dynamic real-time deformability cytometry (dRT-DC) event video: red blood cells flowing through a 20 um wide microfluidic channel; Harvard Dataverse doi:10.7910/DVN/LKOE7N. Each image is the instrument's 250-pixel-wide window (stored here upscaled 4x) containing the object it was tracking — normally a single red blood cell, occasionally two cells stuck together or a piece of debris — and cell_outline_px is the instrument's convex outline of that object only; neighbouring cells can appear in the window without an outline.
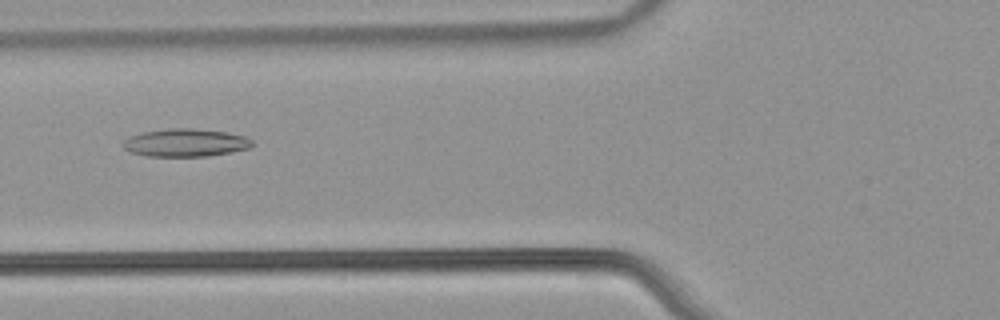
{"species": "common noctule bat (a hibernating species)", "species_latin": "Nyctalus noctula", "temperature_condition": "warm", "stored_images_in_passage": 39, "camera_frame_rate_fps": 3000, "um_per_image_px": 0.085, "animal": {"sex": "male", "body_mass_g": 21.5, "forearm_length_mm": 52.0}, "frame": {"image": 1, "passage_image": 7, "time_ms": 2.0, "image_size_px": [1000, 320], "cell_outline_px": [[252, 144], [248, 148], [232, 152], [208, 156], [144, 156], [132, 152], [124, 148], [120, 144], [128, 136], [140, 132], [168, 128], [192, 128], [228, 132], [244, 136], [252, 140]], "centroid_in_image_um": [15.71, 12.12], "position_along_channel_um": 110.1, "area_um2": 21.15}}
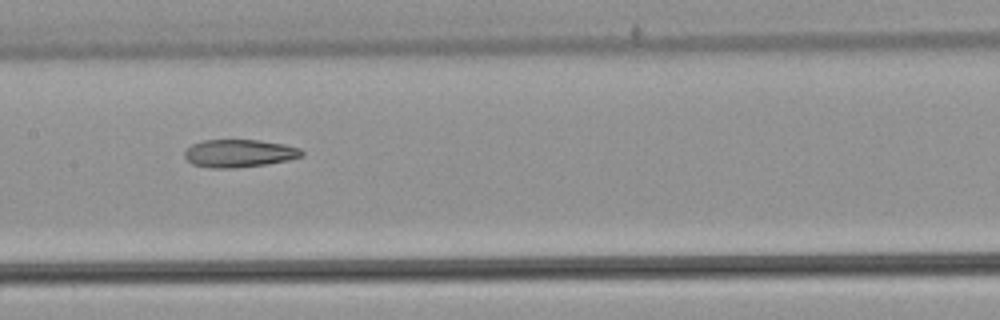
{"frame": {"image": 2, "passage_image": 13, "time_ms": 4.0, "image_size_px": [1000, 320], "cell_outline_px": [[304, 156], [288, 160], [264, 164], [236, 168], [212, 168], [192, 164], [184, 156], [184, 152], [192, 144], [204, 140], [260, 140], [284, 144], [300, 148], [304, 152]], "centroid_in_image_um": [20.35, 13.03], "position_along_channel_um": 187.1, "area_um2": 18.96}}
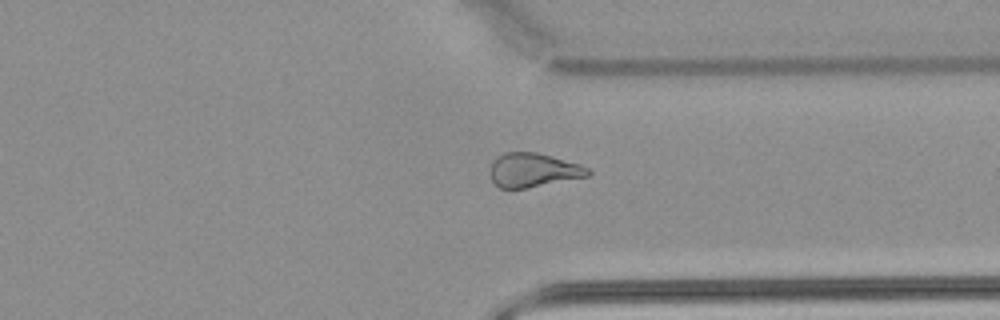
{"frame": {"image": 3, "passage_image": 27, "time_ms": 8.667, "image_size_px": [1000, 320], "cell_outline_px": [[592, 172], [588, 176], [528, 188], [500, 188], [492, 180], [488, 172], [492, 160], [496, 156], [504, 152], [536, 152], [552, 156], [580, 164], [588, 168]], "centroid_in_image_um": [45.29, 14.45], "position_along_channel_um": 366.1, "area_um2": 19.59}, "authors_computed_cell_mechanics": {"area_um2": 20.23, "velocity_mm_per_s": 3.836, "shape_relaxation_time_tau1_ms": null, "shape_relaxation_time_tau2_ms": 3.8393, "deformation_change_tau1": null, "deformation_change_tau2": 0.1324}}